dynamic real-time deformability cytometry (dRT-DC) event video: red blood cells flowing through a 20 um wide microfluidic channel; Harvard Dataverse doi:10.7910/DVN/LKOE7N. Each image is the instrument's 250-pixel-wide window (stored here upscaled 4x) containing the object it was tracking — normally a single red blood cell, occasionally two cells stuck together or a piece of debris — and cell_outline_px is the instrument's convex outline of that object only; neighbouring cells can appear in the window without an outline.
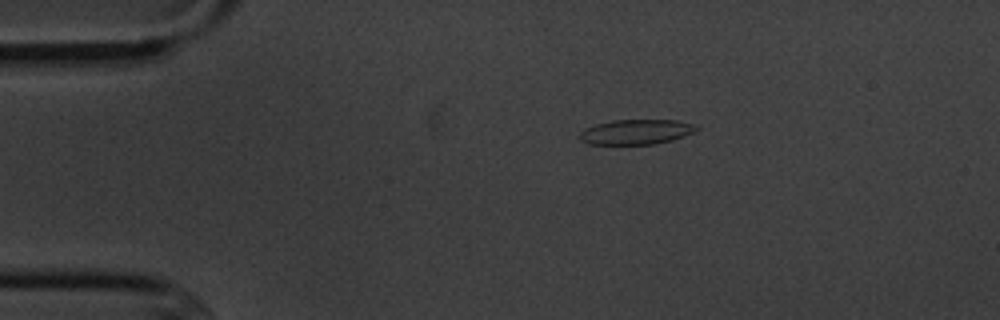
{"species": "common noctule bat (a hibernating species)", "species_latin": "Nyctalus noctula", "temperature_condition": "cold", "stored_images_in_passage": 6, "camera_frame_rate_fps": 3000, "um_per_image_px": 0.085, "animal": {"sex": "male", "body_mass_g": 20.1, "forearm_length_mm": 53.5}, "frame": {"image": 1, "passage_image": 2, "time_ms": 1.333, "image_size_px": [1000, 320], "cell_outline_px": [[700, 128], [684, 136], [672, 140], [656, 144], [588, 144], [580, 140], [580, 132], [584, 128], [596, 124], [612, 120], [676, 120], [696, 124]], "centroid_in_image_um": [54.07, 11.21], "position_along_channel_um": 30.9, "area_um2": 17.05}}
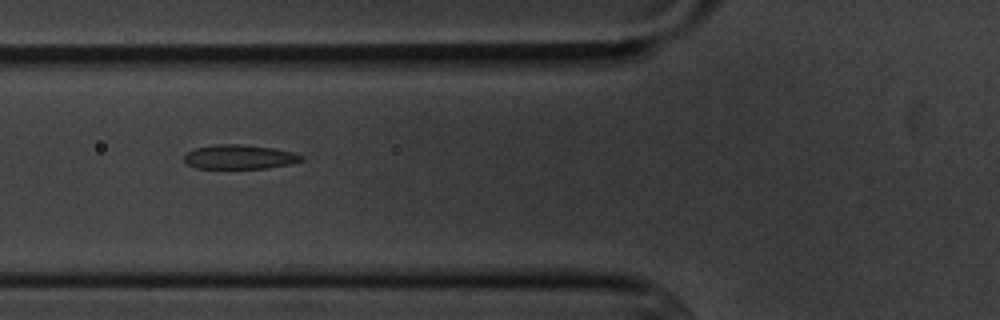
{"frame": {"image": 2, "passage_image": 5, "time_ms": 4.667, "image_size_px": [1000, 320], "cell_outline_px": [[304, 160], [288, 164], [264, 168], [196, 168], [188, 164], [184, 160], [184, 156], [188, 152], [196, 148], [216, 144], [240, 144], [272, 148], [292, 152], [304, 156]], "centroid_in_image_um": [20.35, 13.33], "position_along_channel_um": 105.5, "area_um2": 16.36}}
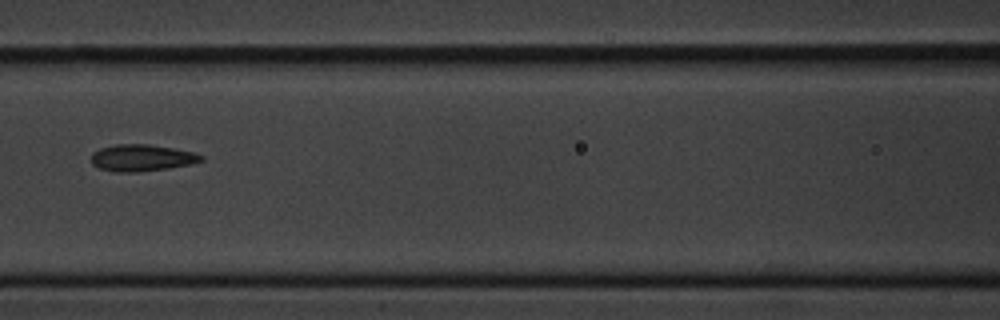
{"frame": {"image": 3, "passage_image": 6, "time_ms": 6.0, "image_size_px": [1000, 320], "cell_outline_px": [[204, 160], [188, 164], [168, 168], [136, 172], [116, 172], [100, 168], [92, 164], [92, 152], [100, 148], [116, 144], [148, 144], [196, 152], [204, 156]], "centroid_in_image_um": [12.05, 13.41], "position_along_channel_um": 154.5, "area_um2": 17.05}}